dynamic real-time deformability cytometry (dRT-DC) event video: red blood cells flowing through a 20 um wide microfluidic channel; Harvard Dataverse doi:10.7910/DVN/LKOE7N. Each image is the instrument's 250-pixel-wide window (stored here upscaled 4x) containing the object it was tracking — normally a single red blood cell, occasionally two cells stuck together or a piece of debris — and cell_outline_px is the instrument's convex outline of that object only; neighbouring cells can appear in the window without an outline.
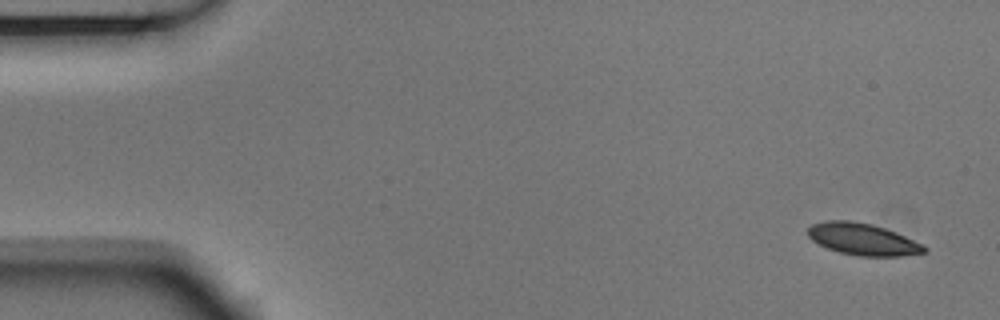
{"species": "Egyptian fruit bat (a non-hibernating species)", "species_latin": "Rousettus aegyptiacus", "temperature_condition": "room temperature", "stored_images_in_passage": 4, "camera_frame_rate_fps": 3000, "um_per_image_px": 0.085, "animal": {"sex": "male"}, "frame": {"image": 1, "passage_image": 1, "time_ms": 0.0, "image_size_px": [1000, 320], "cell_outline_px": [[928, 252], [900, 256], [860, 256], [840, 252], [828, 248], [812, 240], [808, 236], [808, 228], [812, 224], [824, 220], [852, 220], [872, 224], [896, 232], [924, 244], [928, 248]], "centroid_in_image_um": [73.37, 20.33], "position_along_channel_um": 11.6, "area_um2": 21.68}}
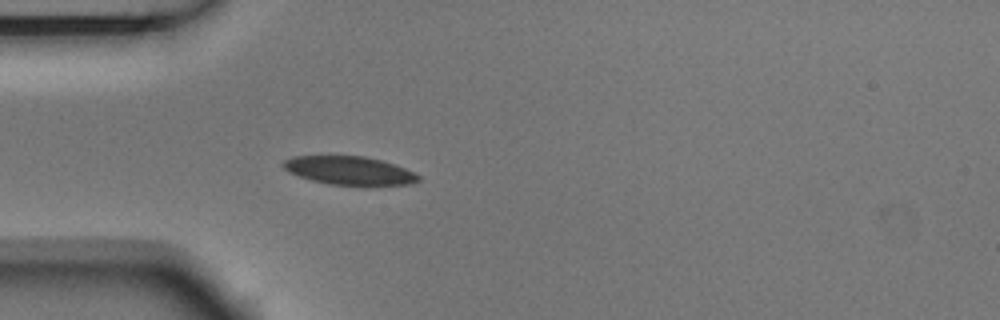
{"frame": {"image": 2, "passage_image": 4, "time_ms": 1.0, "image_size_px": [1000, 320], "cell_outline_px": [[420, 180], [412, 184], [368, 188], [364, 188], [328, 184], [312, 180], [288, 172], [280, 164], [284, 160], [292, 156], [364, 156], [380, 160], [404, 168], [420, 176]], "centroid_in_image_um": [29.73, 14.55], "position_along_channel_um": 55.3, "area_um2": 23.18}}